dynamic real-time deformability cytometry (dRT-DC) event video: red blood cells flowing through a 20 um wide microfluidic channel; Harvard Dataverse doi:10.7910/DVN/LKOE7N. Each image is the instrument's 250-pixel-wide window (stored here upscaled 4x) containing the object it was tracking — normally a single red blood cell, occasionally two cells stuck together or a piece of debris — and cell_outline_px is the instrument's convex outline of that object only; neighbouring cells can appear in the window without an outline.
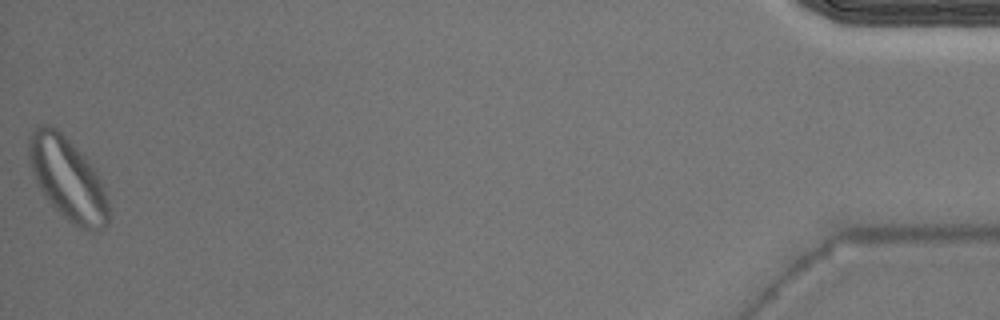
{"species": "Egyptian fruit bat (a non-hibernating species)", "species_latin": "Rousettus aegyptiacus", "temperature_condition": "warm", "stored_images_in_passage": 34, "camera_frame_rate_fps": 3000, "um_per_image_px": 0.085, "animal": {"sex": "male"}, "frame": {"image": 1, "passage_image": 34, "time_ms": 11.0, "image_size_px": [1000, 320], "cell_outline_px": [[108, 224], [104, 228], [96, 232], [92, 232], [80, 228], [72, 224], [44, 196], [28, 164], [28, 136], [36, 128], [44, 124], [48, 124], [56, 128], [92, 164], [104, 188], [108, 200]], "centroid_in_image_um": [5.75, 15.22], "position_along_channel_um": 429.5, "area_um2": 38.21}}